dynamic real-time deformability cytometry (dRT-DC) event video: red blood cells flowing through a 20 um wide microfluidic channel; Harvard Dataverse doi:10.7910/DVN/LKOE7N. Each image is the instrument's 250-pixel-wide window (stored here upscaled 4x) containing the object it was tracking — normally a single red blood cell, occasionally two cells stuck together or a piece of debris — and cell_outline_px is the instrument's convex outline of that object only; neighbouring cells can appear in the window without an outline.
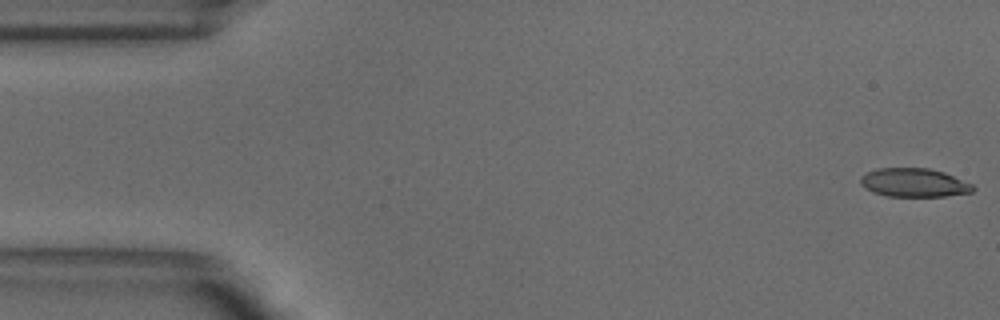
{"species": "common noctule bat (a hibernating species)", "species_latin": "Nyctalus noctula", "temperature_condition": "warm", "stored_images_in_passage": 52, "camera_frame_rate_fps": 3000, "um_per_image_px": 0.085, "animal": {"sex": "male", "body_mass_g": 18.8}, "frame": {"image": 1, "passage_image": 1, "time_ms": 0.0, "image_size_px": [1000, 320], "cell_outline_px": [[976, 188], [972, 192], [944, 196], [888, 196], [872, 192], [864, 188], [860, 184], [860, 176], [876, 168], [928, 168], [944, 172], [972, 184]], "centroid_in_image_um": [77.66, 15.52], "position_along_channel_um": 7.3, "area_um2": 18.79}}
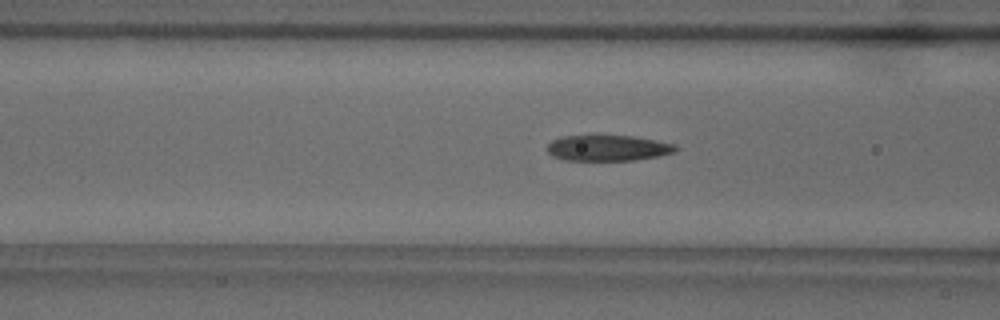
{"frame": {"image": 2, "passage_image": 19, "time_ms": 6.0, "image_size_px": [1000, 320], "cell_outline_px": [[676, 152], [636, 160], [564, 160], [552, 156], [548, 152], [548, 144], [552, 140], [560, 136], [632, 136], [656, 140], [672, 144], [676, 148]], "centroid_in_image_um": [51.63, 12.58], "position_along_channel_um": 115.0, "area_um2": 19.07}}
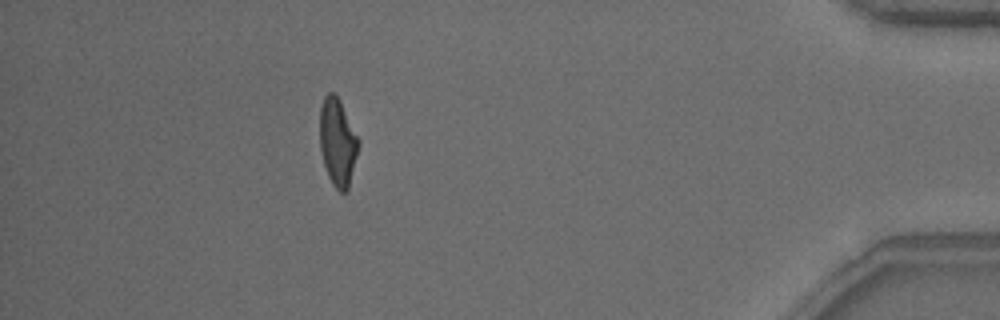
{"frame": {"image": 3, "passage_image": 46, "time_ms": 15.0, "image_size_px": [1000, 320], "cell_outline_px": [[360, 144], [348, 188], [344, 192], [340, 192], [332, 184], [328, 176], [324, 164], [320, 148], [320, 108], [324, 96], [328, 92], [336, 92], [360, 140]], "centroid_in_image_um": [28.7, 12.05], "position_along_channel_um": 406.5, "area_um2": 19.83}, "authors_computed_cell_mechanics": {"area_um2": 20.1433, "velocity_mm_per_s": 3.8594, "shape_relaxation_time_tau1_ms": 5.7428, "shape_relaxation_time_tau2_ms": 1.5571, "deformation_change_tau1": 0.1825, "deformation_change_tau2": 0.0953}}